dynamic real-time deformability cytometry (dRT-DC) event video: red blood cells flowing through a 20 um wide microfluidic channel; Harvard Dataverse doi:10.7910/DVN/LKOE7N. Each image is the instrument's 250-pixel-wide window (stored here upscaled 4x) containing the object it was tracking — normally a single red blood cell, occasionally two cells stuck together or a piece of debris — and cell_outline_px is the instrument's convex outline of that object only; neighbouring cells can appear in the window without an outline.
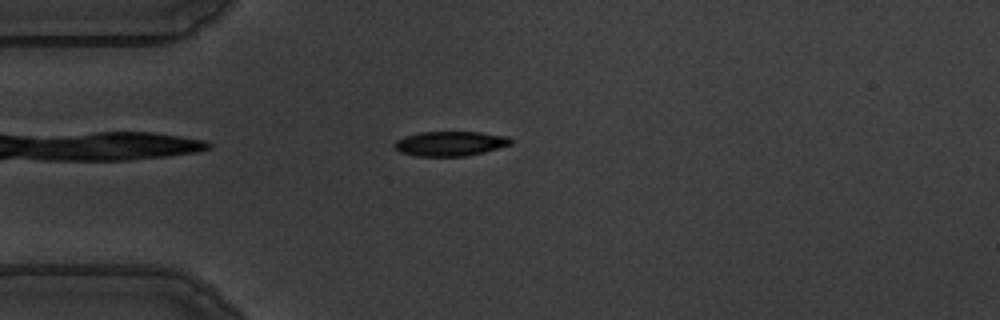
{"species": "common noctule bat (a hibernating species)", "species_latin": "Nyctalus noctula", "temperature_condition": "warm", "stored_images_in_passage": 45, "camera_frame_rate_fps": 3000, "um_per_image_px": 0.085, "animal": {"sex": "male", "body_mass_g": 19.5, "forearm_length_mm": 54.6}, "frame": {"image": 1, "passage_image": 4, "time_ms": 1.0, "image_size_px": [1000, 320], "cell_outline_px": [[512, 144], [484, 152], [464, 156], [416, 156], [400, 152], [392, 144], [396, 140], [404, 136], [420, 132], [480, 132], [508, 136], [512, 140]], "centroid_in_image_um": [38.25, 12.2], "position_along_channel_um": 46.7, "area_um2": 16.76}}
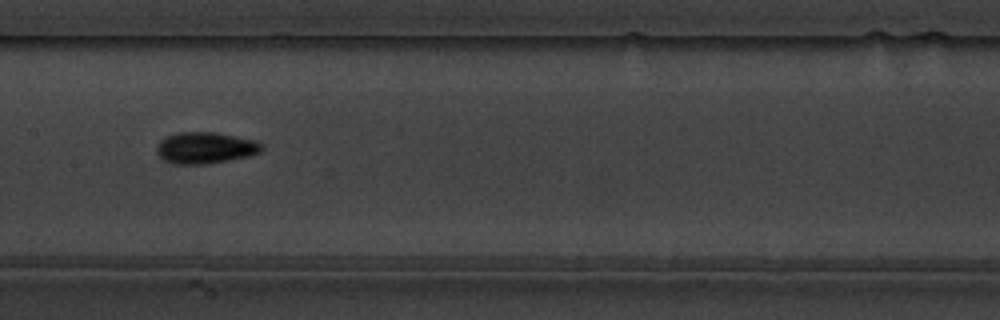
{"frame": {"image": 2, "passage_image": 17, "time_ms": 5.333, "image_size_px": [1000, 320], "cell_outline_px": [[264, 148], [260, 152], [248, 156], [208, 164], [172, 164], [164, 160], [156, 152], [156, 148], [160, 140], [176, 132], [216, 132], [256, 140], [264, 144]], "centroid_in_image_um": [17.47, 12.56], "position_along_channel_um": 189.9, "area_um2": 19.42}}
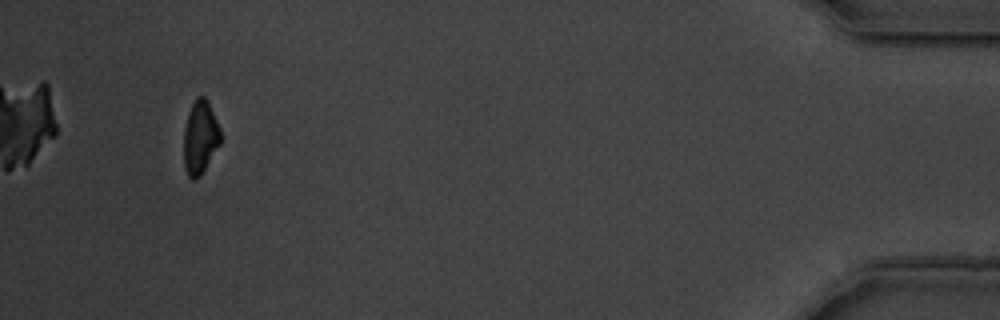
{"frame": {"image": 3, "passage_image": 42, "time_ms": 13.667, "image_size_px": [1000, 320], "cell_outline_px": [[220, 144], [200, 176], [196, 180], [192, 180], [188, 176], [184, 168], [184, 128], [188, 112], [196, 96], [204, 96], [208, 100], [220, 128]], "centroid_in_image_um": [17.0, 11.67], "position_along_channel_um": 418.2, "area_um2": 15.84}, "authors_computed_cell_mechanics": {"area_um2": 17.2244, "velocity_mm_per_s": 3.6293, "shape_relaxation_time_tau1_ms": 2.546, "shape_relaxation_time_tau2_ms": 3.2465, "deformation_change_tau1": 0.1204, "deformation_change_tau2": 0.0766}}